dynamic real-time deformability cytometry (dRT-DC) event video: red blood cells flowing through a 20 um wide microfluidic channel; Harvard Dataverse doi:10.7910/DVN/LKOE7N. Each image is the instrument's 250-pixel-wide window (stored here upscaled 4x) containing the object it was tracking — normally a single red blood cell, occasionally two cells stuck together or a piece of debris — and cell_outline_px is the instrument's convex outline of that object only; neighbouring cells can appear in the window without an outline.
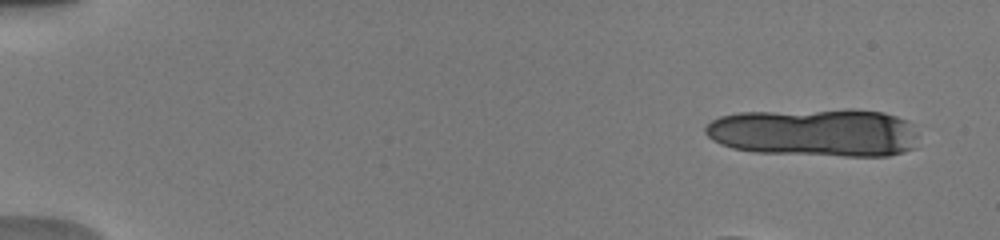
{"species": "human", "species_latin": "Homo sapiens", "temperature_condition": "warm", "stored_images_in_passage": 19, "camera_frame_rate_fps": 3000, "um_per_image_px": 0.085, "donor": {"sex": "male"}, "frame": {"image": 1, "passage_image": 3, "time_ms": 0.667, "image_size_px": [1000, 240], "cell_outline_px": [[916, 148], [904, 152], [888, 156], [844, 156], [756, 152], [732, 148], [720, 144], [712, 140], [704, 132], [704, 128], [712, 120], [720, 116], [736, 112], [848, 108], [852, 108], [884, 112], [908, 120], [916, 132]], "centroid_in_image_um": [69.27, 11.24], "position_along_channel_um": 15.7, "area_um2": 60.92}}